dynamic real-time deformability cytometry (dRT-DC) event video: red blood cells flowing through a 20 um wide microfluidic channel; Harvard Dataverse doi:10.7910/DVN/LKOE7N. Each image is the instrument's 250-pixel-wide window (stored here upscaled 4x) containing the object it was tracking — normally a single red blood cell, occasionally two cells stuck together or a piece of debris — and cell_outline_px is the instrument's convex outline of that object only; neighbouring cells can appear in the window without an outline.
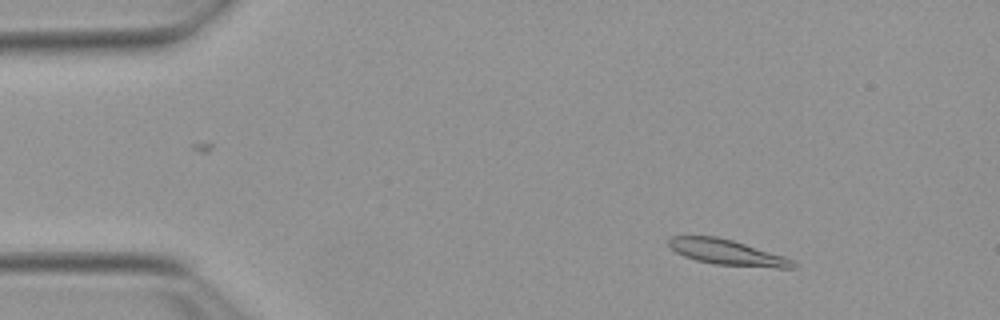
{"species": "Egyptian fruit bat (a non-hibernating species)", "species_latin": "Rousettus aegyptiacus", "temperature_condition": "warm", "stored_images_in_passage": 53, "camera_frame_rate_fps": 3000, "um_per_image_px": 0.085, "animal": {"sex": "female"}, "frame": {"image": 1, "passage_image": 8, "time_ms": 2.333, "image_size_px": [1000, 320], "cell_outline_px": [[796, 268], [776, 268], [716, 264], [696, 260], [684, 256], [676, 252], [668, 244], [668, 240], [672, 236], [716, 236], [732, 240], [784, 256], [792, 260], [796, 264]], "centroid_in_image_um": [61.81, 21.45], "position_along_channel_um": 23.2, "area_um2": 18.21}}
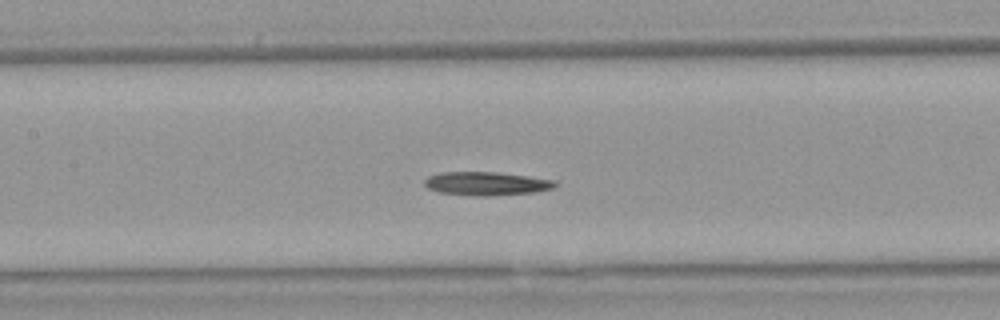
{"frame": {"image": 2, "passage_image": 25, "time_ms": 8.0, "image_size_px": [1000, 320], "cell_outline_px": [[560, 184], [552, 188], [536, 192], [488, 196], [472, 196], [440, 192], [428, 188], [424, 184], [424, 180], [428, 176], [440, 172], [496, 172], [528, 176], [556, 180]], "centroid_in_image_um": [41.37, 15.6], "position_along_channel_um": 166.0, "area_um2": 18.03}}
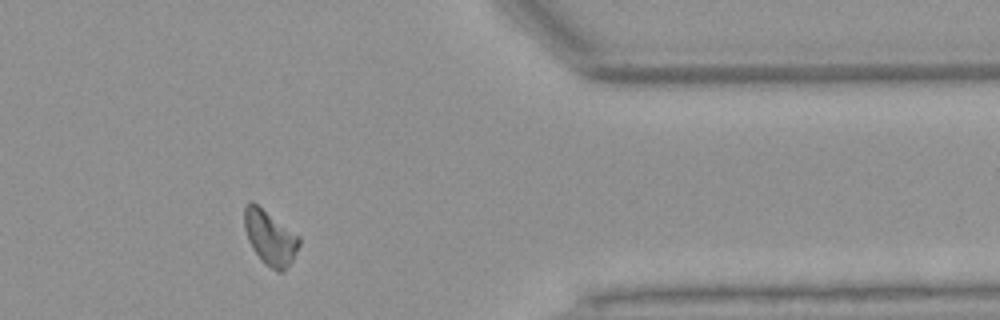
{"frame": {"image": 3, "passage_image": 44, "time_ms": 14.333, "image_size_px": [1000, 320], "cell_outline_px": [[300, 244], [288, 268], [284, 272], [276, 272], [252, 248], [248, 240], [244, 228], [244, 204], [248, 200], [252, 200], [300, 236]], "centroid_in_image_um": [22.95, 20.15], "position_along_channel_um": 388.5, "area_um2": 17.4}}